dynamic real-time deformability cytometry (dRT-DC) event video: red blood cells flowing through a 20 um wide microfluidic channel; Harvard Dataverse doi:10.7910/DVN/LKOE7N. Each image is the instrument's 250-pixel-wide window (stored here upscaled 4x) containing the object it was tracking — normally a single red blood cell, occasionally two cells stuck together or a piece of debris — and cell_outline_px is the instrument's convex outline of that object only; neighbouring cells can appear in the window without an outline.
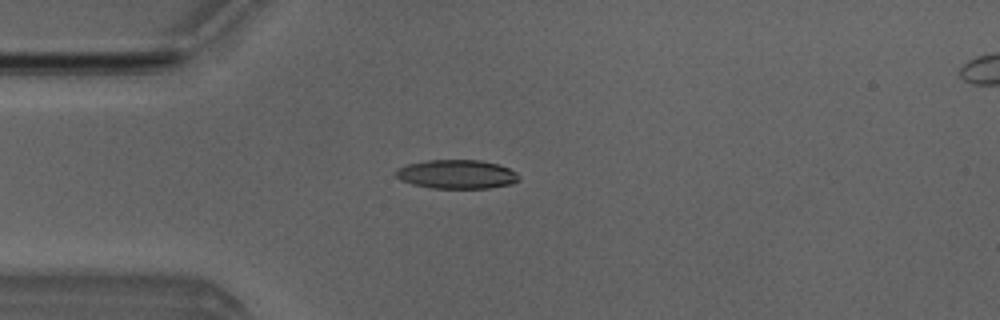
{"species": "Egyptian fruit bat (a non-hibernating species)", "species_latin": "Rousettus aegyptiacus", "temperature_condition": "room temperature", "stored_images_in_passage": 6, "camera_frame_rate_fps": 3000, "um_per_image_px": 0.085, "animal": {"sex": "male"}, "frame": {"image": 1, "passage_image": 4, "time_ms": 3.667, "image_size_px": [1000, 320], "cell_outline_px": [[520, 180], [512, 184], [488, 188], [432, 188], [412, 184], [400, 180], [396, 176], [396, 172], [400, 168], [408, 164], [428, 160], [480, 160], [500, 164], [516, 172], [520, 176]], "centroid_in_image_um": [38.88, 14.81], "position_along_channel_um": 46.1, "area_um2": 20.75}}